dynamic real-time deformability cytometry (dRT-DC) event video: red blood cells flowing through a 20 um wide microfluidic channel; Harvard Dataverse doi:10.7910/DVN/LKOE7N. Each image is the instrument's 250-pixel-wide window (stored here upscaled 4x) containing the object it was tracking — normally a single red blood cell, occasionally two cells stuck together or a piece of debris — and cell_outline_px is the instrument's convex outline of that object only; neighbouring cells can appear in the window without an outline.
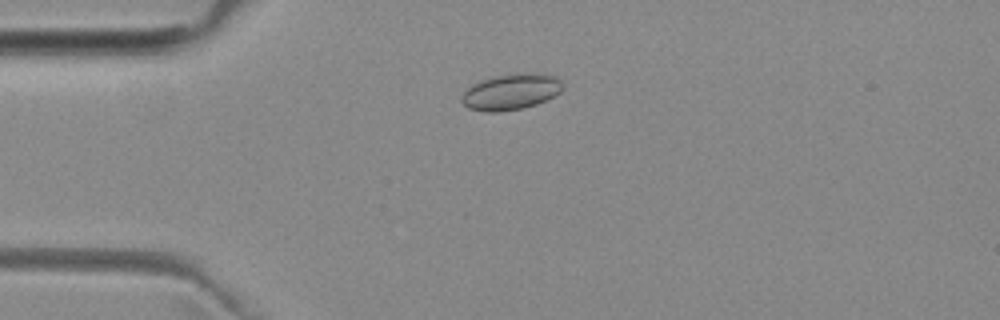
{"species": "common noctule bat (a hibernating species)", "species_latin": "Nyctalus noctula", "temperature_condition": "room temperature", "stored_images_in_passage": 5, "camera_frame_rate_fps": 3000, "um_per_image_px": 0.085, "animal": {"sex": "female", "body_mass_g": 29.2, "forearm_length_mm": 56.3}, "frame": {"image": 1, "passage_image": 3, "time_ms": 2.333, "image_size_px": [1000, 320], "cell_outline_px": [[564, 88], [560, 92], [536, 104], [524, 108], [500, 112], [484, 112], [468, 108], [460, 100], [460, 96], [472, 84], [480, 80], [492, 76], [516, 72], [536, 72], [556, 76], [564, 84]], "centroid_in_image_um": [43.42, 7.78], "position_along_channel_um": 41.6, "area_um2": 21.68}}
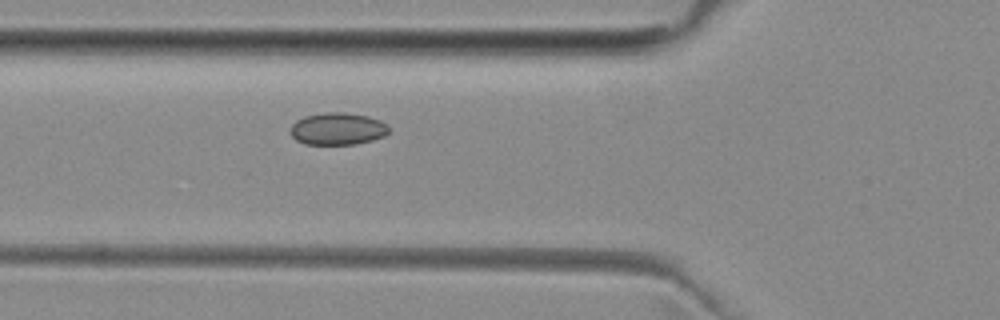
{"frame": {"image": 2, "passage_image": 5, "time_ms": 4.333, "image_size_px": [1000, 320], "cell_outline_px": [[388, 132], [384, 136], [372, 140], [356, 144], [304, 144], [296, 140], [288, 132], [288, 128], [296, 120], [304, 116], [328, 112], [344, 112], [368, 116], [380, 120], [388, 124]], "centroid_in_image_um": [28.66, 10.94], "position_along_channel_um": 97.1, "area_um2": 18.67}}